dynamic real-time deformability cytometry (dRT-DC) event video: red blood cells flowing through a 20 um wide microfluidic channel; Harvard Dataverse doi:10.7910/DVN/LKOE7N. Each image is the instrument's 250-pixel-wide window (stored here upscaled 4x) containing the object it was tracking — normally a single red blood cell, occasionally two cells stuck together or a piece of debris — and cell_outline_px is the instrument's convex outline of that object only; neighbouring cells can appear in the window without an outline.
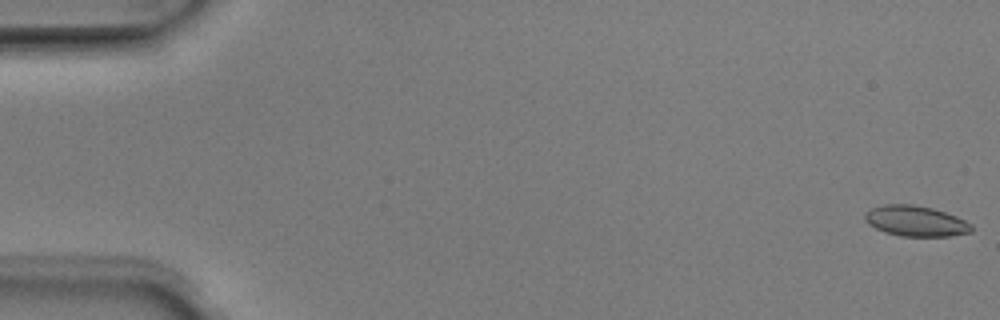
{"species": "Egyptian fruit bat (a non-hibernating species)", "species_latin": "Rousettus aegyptiacus", "temperature_condition": "room temperature", "stored_images_in_passage": 51, "camera_frame_rate_fps": 3000, "um_per_image_px": 0.085, "animal": {"sex": "male"}, "frame": {"image": 1, "passage_image": 1, "time_ms": 0.0, "image_size_px": [1000, 320], "cell_outline_px": [[972, 232], [948, 236], [900, 236], [884, 232], [868, 224], [864, 220], [864, 212], [872, 208], [884, 204], [912, 204], [932, 208], [956, 216], [972, 224]], "centroid_in_image_um": [77.8, 18.79], "position_along_channel_um": 7.2, "area_um2": 19.02}}
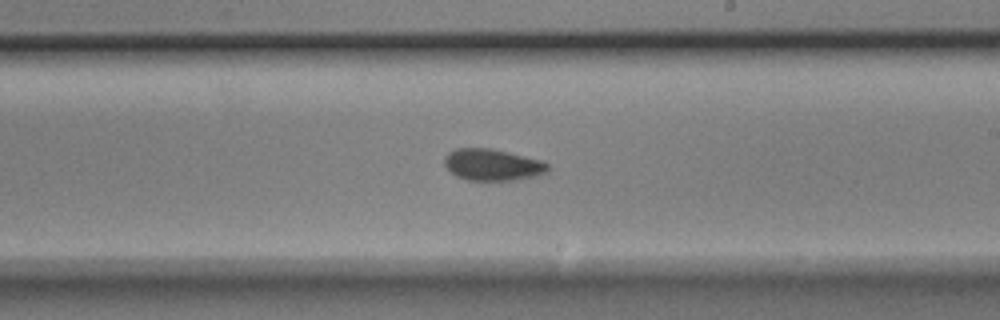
{"frame": {"image": 2, "passage_image": 30, "time_ms": 9.667, "image_size_px": [1000, 320], "cell_outline_px": [[548, 172], [532, 176], [512, 180], [468, 180], [456, 176], [444, 164], [444, 156], [448, 152], [456, 148], [492, 148], [544, 160], [548, 164]], "centroid_in_image_um": [41.86, 13.98], "position_along_channel_um": 247.1, "area_um2": 19.07}}
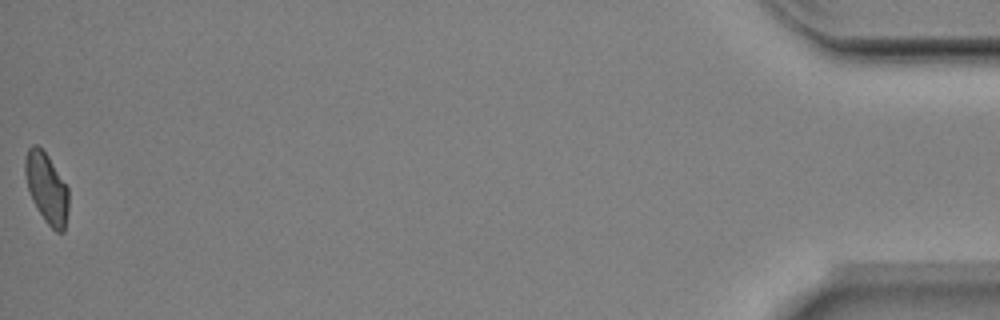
{"frame": {"image": 3, "passage_image": 51, "time_ms": 16.667, "image_size_px": [1000, 320], "cell_outline_px": [[68, 208], [64, 232], [56, 232], [44, 220], [32, 200], [28, 188], [24, 172], [24, 160], [28, 148], [32, 144], [36, 144], [48, 156], [68, 188]], "centroid_in_image_um": [3.95, 15.98], "position_along_channel_um": 431.2, "area_um2": 17.69}, "authors_computed_cell_mechanics": {"area_um2": 18.785, "velocity_mm_per_s": 4.0115, "shape_relaxation_time_tau1_ms": 8.2584, "shape_relaxation_time_tau2_ms": 1.538, "deformation_change_tau1": 0.1501, "deformation_change_tau2": 0.0674}}